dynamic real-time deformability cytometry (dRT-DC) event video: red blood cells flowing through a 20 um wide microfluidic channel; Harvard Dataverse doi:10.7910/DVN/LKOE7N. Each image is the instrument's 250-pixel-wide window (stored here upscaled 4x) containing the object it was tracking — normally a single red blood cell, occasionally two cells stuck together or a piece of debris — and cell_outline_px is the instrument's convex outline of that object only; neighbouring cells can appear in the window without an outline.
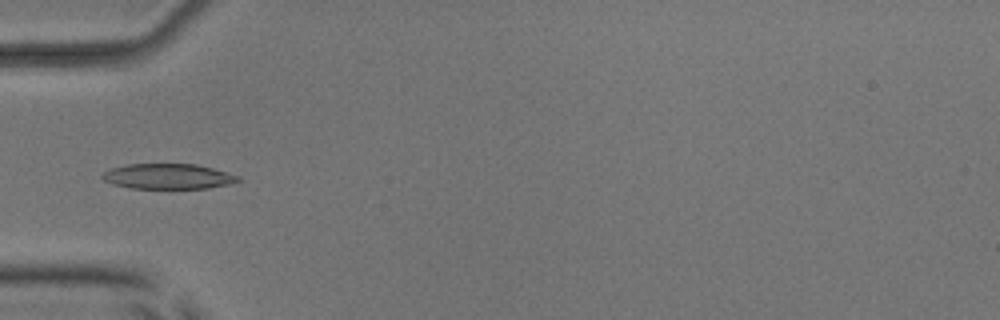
{"species": "common noctule bat (a hibernating species)", "species_latin": "Nyctalus noctula", "temperature_condition": "room temperature", "stored_images_in_passage": 5, "camera_frame_rate_fps": 3000, "um_per_image_px": 0.085, "animal": {"sex": "male", "body_mass_g": 17.9, "forearm_length_mm": 54.2}, "frame": {"image": 1, "passage_image": 4, "time_ms": 3.667, "image_size_px": [1000, 320], "cell_outline_px": [[240, 180], [228, 184], [208, 188], [132, 188], [112, 184], [104, 180], [100, 176], [108, 168], [128, 164], [196, 164], [212, 168], [240, 176]], "centroid_in_image_um": [14.24, 14.98], "position_along_channel_um": 70.8, "area_um2": 19.94}}
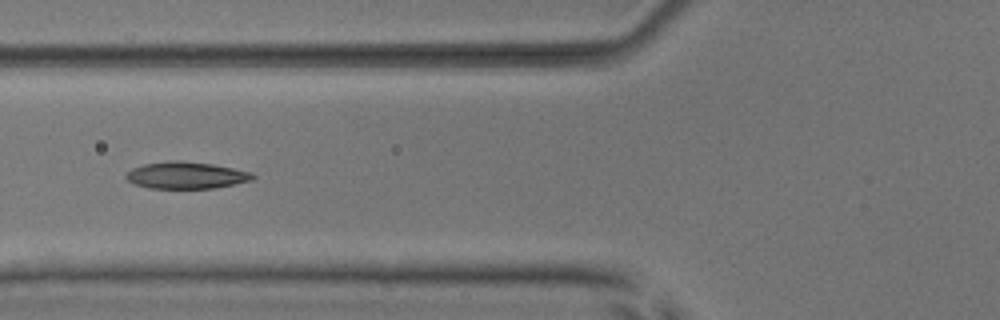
{"frame": {"image": 2, "passage_image": 5, "time_ms": 4.667, "image_size_px": [1000, 320], "cell_outline_px": [[256, 176], [252, 180], [212, 188], [148, 188], [132, 184], [124, 176], [132, 168], [144, 164], [168, 160], [180, 160], [212, 164], [252, 172]], "centroid_in_image_um": [15.78, 14.89], "position_along_channel_um": 110.0, "area_um2": 19.83}}